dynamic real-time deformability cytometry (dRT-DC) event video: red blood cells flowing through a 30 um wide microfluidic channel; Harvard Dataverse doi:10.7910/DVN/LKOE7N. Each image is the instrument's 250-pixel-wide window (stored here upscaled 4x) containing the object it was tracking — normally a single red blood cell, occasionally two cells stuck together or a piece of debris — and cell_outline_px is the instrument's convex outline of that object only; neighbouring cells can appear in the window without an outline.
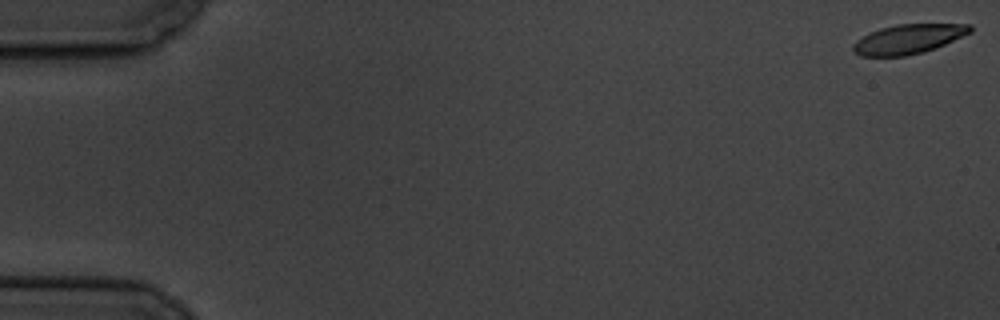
{"species": "common noctule bat (a hibernating species)", "species_latin": "Nyctalus noctula", "temperature_condition": "cold", "stored_images_in_passage": 6, "camera_frame_rate_fps": 3000, "um_per_image_px": 0.085, "animal": {"sex": "male", "body_mass_g": 19.5, "forearm_length_mm": 54.6}, "frame": {"image": 1, "passage_image": 1, "time_ms": 0.0, "image_size_px": [1000, 320], "cell_outline_px": [[972, 32], [936, 48], [924, 52], [904, 56], [860, 56], [852, 48], [852, 44], [856, 40], [880, 28], [896, 24], [972, 24]], "centroid_in_image_um": [77.23, 3.32], "position_along_channel_um": 7.8, "area_um2": 20.06}}
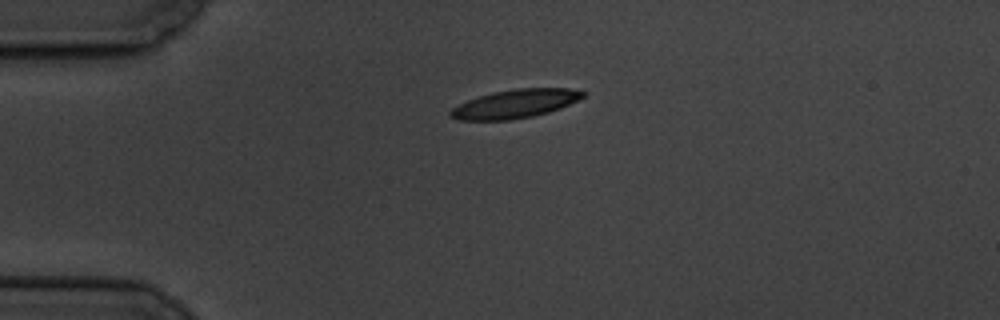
{"frame": {"image": 2, "passage_image": 5, "time_ms": 4.667, "image_size_px": [1000, 320], "cell_outline_px": [[584, 96], [560, 108], [548, 112], [532, 116], [512, 120], [460, 120], [448, 116], [448, 112], [452, 108], [468, 100], [492, 92], [516, 88], [568, 88], [584, 92]], "centroid_in_image_um": [43.74, 8.83], "position_along_channel_um": 41.3, "area_um2": 21.85}}